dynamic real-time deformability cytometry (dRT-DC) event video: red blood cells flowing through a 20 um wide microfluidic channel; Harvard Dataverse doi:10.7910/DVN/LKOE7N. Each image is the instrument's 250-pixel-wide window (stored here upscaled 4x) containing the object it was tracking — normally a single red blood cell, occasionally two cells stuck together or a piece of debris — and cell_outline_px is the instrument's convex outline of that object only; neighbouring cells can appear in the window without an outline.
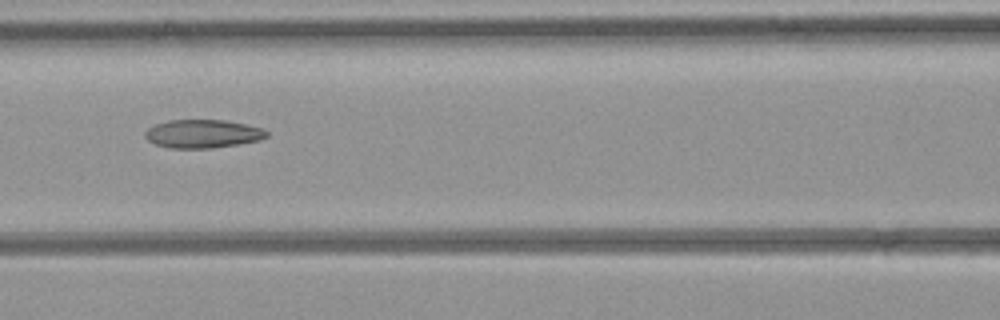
{"species": "common noctule bat (a hibernating species)", "species_latin": "Nyctalus noctula", "temperature_condition": "room temperature", "stored_images_in_passage": 5, "camera_frame_rate_fps": 3000, "um_per_image_px": 0.085, "animal": {"sex": "female", "body_mass_g": 21.9}, "frame": {"image": 1, "passage_image": 4, "time_ms": 3.333, "image_size_px": [1000, 320], "cell_outline_px": [[268, 136], [260, 140], [212, 148], [172, 148], [156, 144], [148, 140], [144, 136], [144, 132], [148, 128], [156, 124], [168, 120], [224, 120], [264, 128], [268, 132]], "centroid_in_image_um": [17.24, 11.36], "position_along_channel_um": 149.4, "area_um2": 20.0}}